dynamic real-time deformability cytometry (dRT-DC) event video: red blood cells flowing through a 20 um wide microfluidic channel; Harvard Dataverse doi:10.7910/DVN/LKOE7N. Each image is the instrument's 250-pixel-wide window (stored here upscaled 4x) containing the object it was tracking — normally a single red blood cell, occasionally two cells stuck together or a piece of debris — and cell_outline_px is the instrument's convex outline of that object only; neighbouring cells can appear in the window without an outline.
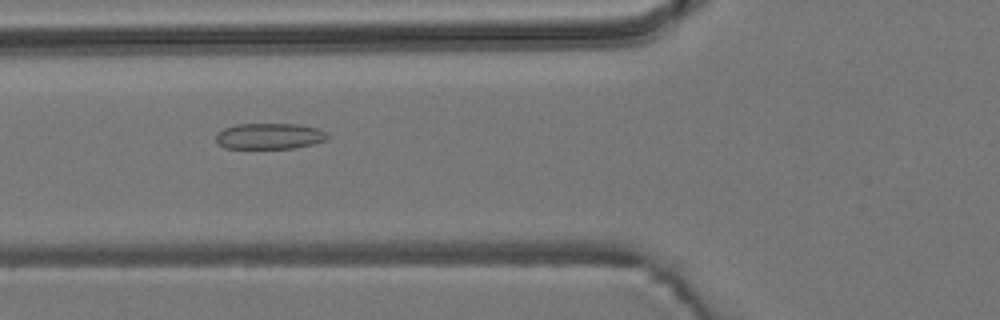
{"species": "common noctule bat (a hibernating species)", "species_latin": "Nyctalus noctula", "temperature_condition": "room temperature", "stored_images_in_passage": 55, "segment_of_instrument_passage": [1, 2], "camera_frame_rate_fps": 3000, "um_per_image_px": 0.085, "animal": {"sex": "male", "body_mass_g": 19.2, "forearm_length_mm": 51.8}, "frame": {"image": 1, "passage_image": 20, "time_ms": 6.333, "image_size_px": [1000, 320], "cell_outline_px": [[328, 140], [296, 148], [224, 148], [216, 140], [216, 136], [224, 128], [236, 124], [300, 124], [316, 128], [324, 132], [328, 136]], "centroid_in_image_um": [22.92, 11.57], "position_along_channel_um": 102.9, "area_um2": 16.76}}
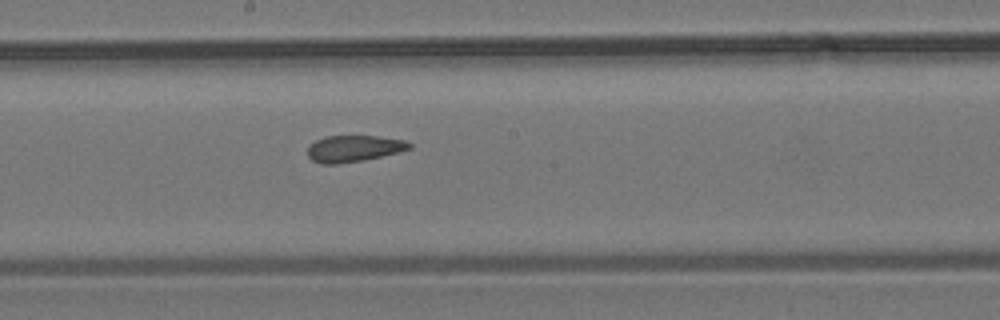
{"frame": {"image": 2, "passage_image": 29, "time_ms": 9.333, "image_size_px": [1000, 320], "cell_outline_px": [[412, 148], [400, 152], [364, 160], [336, 164], [324, 164], [312, 160], [308, 156], [308, 144], [324, 136], [376, 136], [404, 140], [412, 144]], "centroid_in_image_um": [30.07, 12.62], "position_along_channel_um": 218.1, "area_um2": 15.78}}
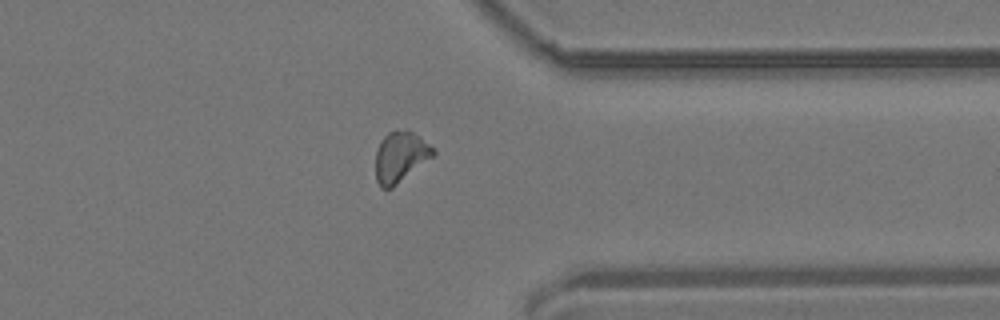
{"frame": {"image": 3, "passage_image": 42, "time_ms": 13.667, "image_size_px": [1000, 320], "cell_outline_px": [[436, 152], [432, 156], [392, 188], [380, 188], [376, 180], [376, 152], [380, 140], [388, 132], [404, 128], [408, 128], [436, 148]], "centroid_in_image_um": [34.03, 13.29], "position_along_channel_um": 377.4, "area_um2": 17.05}}